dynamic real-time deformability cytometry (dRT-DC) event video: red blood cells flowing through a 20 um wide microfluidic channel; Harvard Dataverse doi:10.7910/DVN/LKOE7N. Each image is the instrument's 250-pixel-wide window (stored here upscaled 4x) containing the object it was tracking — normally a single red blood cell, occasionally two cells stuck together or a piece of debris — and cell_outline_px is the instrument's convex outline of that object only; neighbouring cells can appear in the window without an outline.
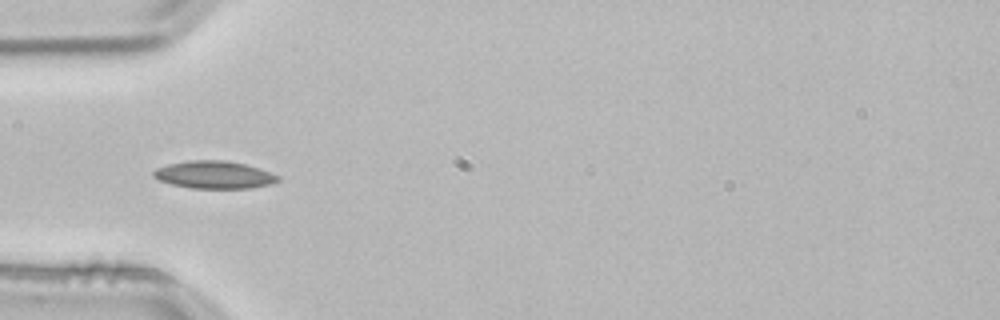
{"species": "common noctule bat (a hibernating species)", "species_latin": "Nyctalus noctula", "temperature_condition": "room temperature", "stored_images_in_passage": 2, "camera_frame_rate_fps": 3000, "um_per_image_px": 0.085, "animal": {"sex": "male", "body_mass_g": 21.5, "forearm_length_mm": 52.0}, "frame": {"image": 1, "passage_image": 2, "time_ms": 0.333, "image_size_px": [1000, 320], "cell_outline_px": [[280, 180], [272, 184], [252, 188], [188, 188], [172, 184], [160, 180], [152, 176], [152, 172], [156, 168], [168, 164], [192, 160], [224, 160], [244, 164], [280, 176]], "centroid_in_image_um": [18.19, 14.86], "position_along_channel_um": 66.8, "area_um2": 19.88}}